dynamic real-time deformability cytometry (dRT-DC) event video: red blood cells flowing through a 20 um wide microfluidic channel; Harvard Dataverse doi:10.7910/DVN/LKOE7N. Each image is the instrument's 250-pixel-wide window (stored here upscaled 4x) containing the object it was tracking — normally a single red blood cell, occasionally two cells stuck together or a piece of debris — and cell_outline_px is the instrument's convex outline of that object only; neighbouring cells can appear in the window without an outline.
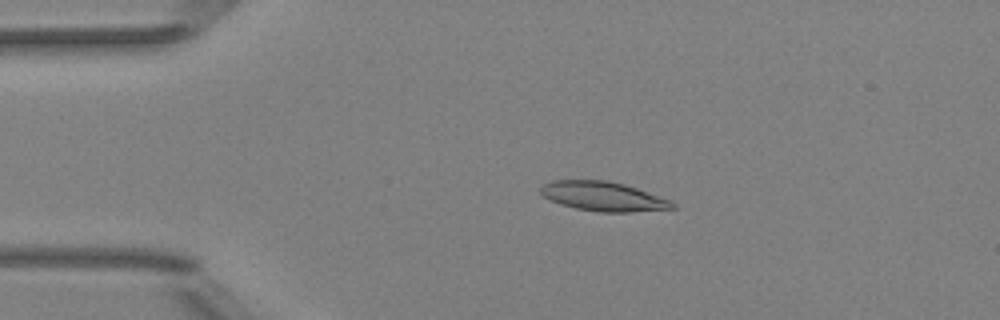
{"species": "Egyptian fruit bat (a non-hibernating species)", "species_latin": "Rousettus aegyptiacus", "temperature_condition": "room temperature", "stored_images_in_passage": 51, "camera_frame_rate_fps": 3000, "um_per_image_px": 0.085, "animal": {"sex": "female"}, "frame": {"image": 1, "passage_image": 10, "time_ms": 3.0, "image_size_px": [1000, 320], "cell_outline_px": [[676, 208], [632, 212], [600, 212], [576, 208], [560, 204], [544, 196], [540, 192], [540, 188], [544, 184], [552, 180], [608, 180], [624, 184], [672, 200], [676, 204]], "centroid_in_image_um": [51.31, 16.69], "position_along_channel_um": 33.7, "area_um2": 22.54}}
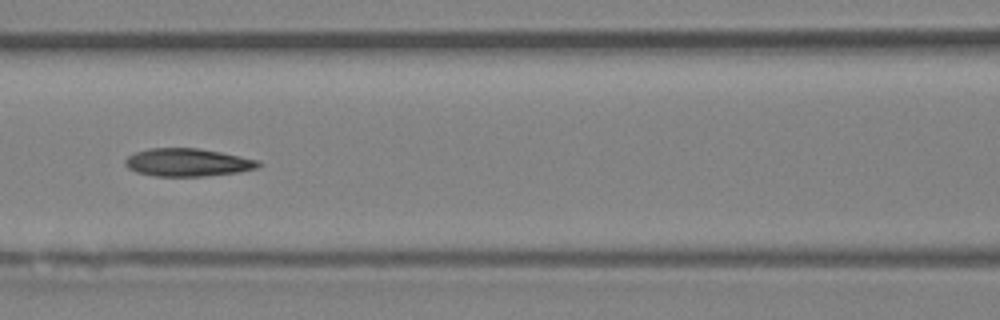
{"frame": {"image": 2, "passage_image": 22, "time_ms": 7.0, "image_size_px": [1000, 320], "cell_outline_px": [[260, 164], [256, 168], [236, 172], [204, 176], [156, 176], [136, 172], [128, 168], [124, 164], [124, 160], [128, 156], [136, 152], [148, 148], [196, 148], [220, 152], [260, 160]], "centroid_in_image_um": [15.91, 13.8], "position_along_channel_um": 150.7, "area_um2": 21.5}}
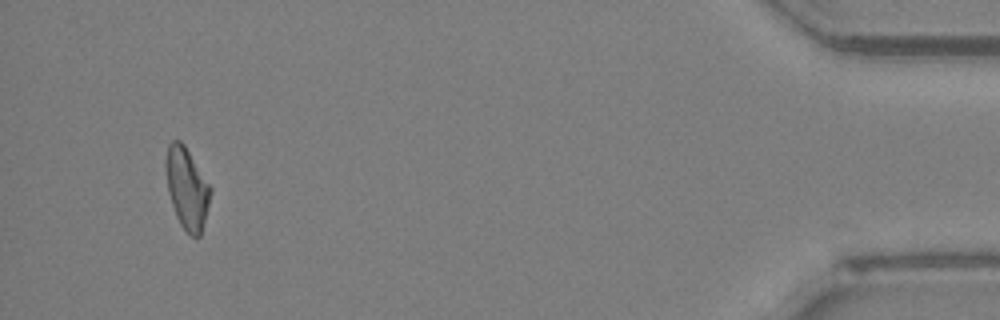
{"frame": {"image": 3, "passage_image": 48, "time_ms": 15.667, "image_size_px": [1000, 320], "cell_outline_px": [[212, 192], [200, 236], [192, 236], [180, 224], [176, 216], [168, 192], [164, 164], [164, 160], [168, 144], [172, 140], [180, 140], [184, 144], [212, 188]], "centroid_in_image_um": [15.87, 15.96], "position_along_channel_um": 419.3, "area_um2": 21.15}, "authors_computed_cell_mechanics": {"area_um2": 21.5016, "velocity_mm_per_s": 3.9893, "shape_relaxation_time_tau1_ms": null, "shape_relaxation_time_tau2_ms": 3.9933, "deformation_change_tau1": null, "deformation_change_tau2": 0.1241}}